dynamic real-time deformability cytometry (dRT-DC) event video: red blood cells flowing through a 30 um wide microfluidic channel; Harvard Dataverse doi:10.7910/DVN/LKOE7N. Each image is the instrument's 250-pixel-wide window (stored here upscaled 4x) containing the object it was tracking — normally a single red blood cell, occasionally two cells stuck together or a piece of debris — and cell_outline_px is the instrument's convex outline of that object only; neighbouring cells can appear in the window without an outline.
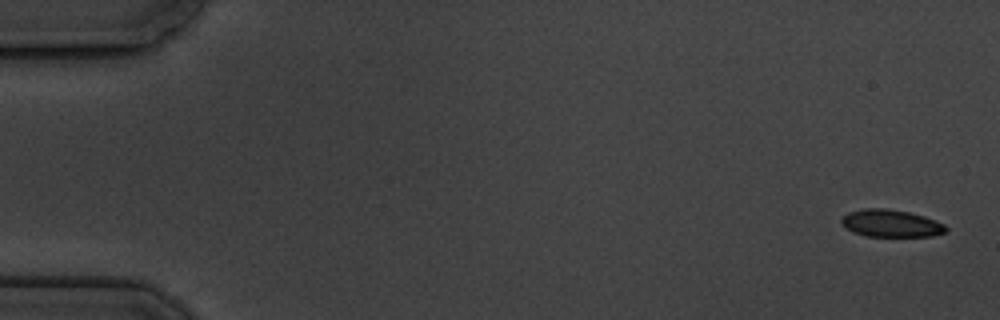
{"species": "common noctule bat (a hibernating species)", "species_latin": "Nyctalus noctula", "temperature_condition": "cold", "stored_images_in_passage": 7, "camera_frame_rate_fps": 3000, "um_per_image_px": 0.085, "animal": {"sex": "male", "body_mass_g": 19.5, "forearm_length_mm": 54.6}, "frame": {"image": 1, "passage_image": 1, "time_ms": 0.0, "image_size_px": [1000, 320], "cell_outline_px": [[948, 228], [944, 232], [932, 236], [868, 236], [852, 232], [840, 220], [840, 216], [848, 212], [864, 208], [884, 208], [908, 212], [924, 216], [944, 224]], "centroid_in_image_um": [75.71, 18.98], "position_along_channel_um": 9.3, "area_um2": 16.53}}
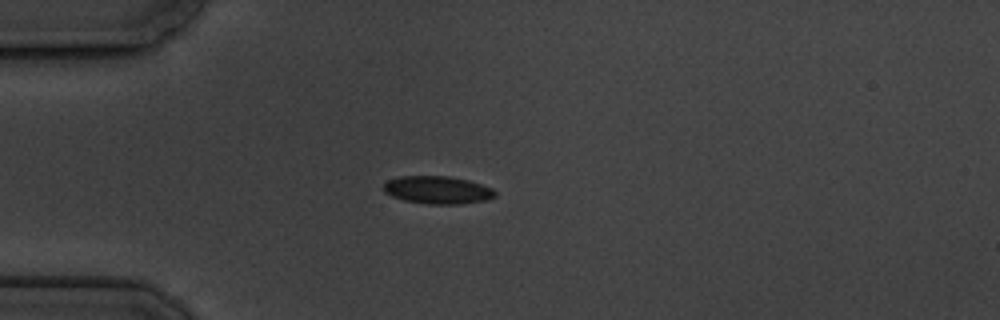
{"frame": {"image": 2, "passage_image": 5, "time_ms": 4.667, "image_size_px": [1000, 320], "cell_outline_px": [[496, 196], [488, 200], [460, 204], [428, 204], [404, 200], [392, 196], [384, 192], [384, 184], [388, 180], [400, 176], [448, 176], [468, 180], [492, 188], [496, 192]], "centroid_in_image_um": [37.21, 16.15], "position_along_channel_um": 47.8, "area_um2": 18.03}}